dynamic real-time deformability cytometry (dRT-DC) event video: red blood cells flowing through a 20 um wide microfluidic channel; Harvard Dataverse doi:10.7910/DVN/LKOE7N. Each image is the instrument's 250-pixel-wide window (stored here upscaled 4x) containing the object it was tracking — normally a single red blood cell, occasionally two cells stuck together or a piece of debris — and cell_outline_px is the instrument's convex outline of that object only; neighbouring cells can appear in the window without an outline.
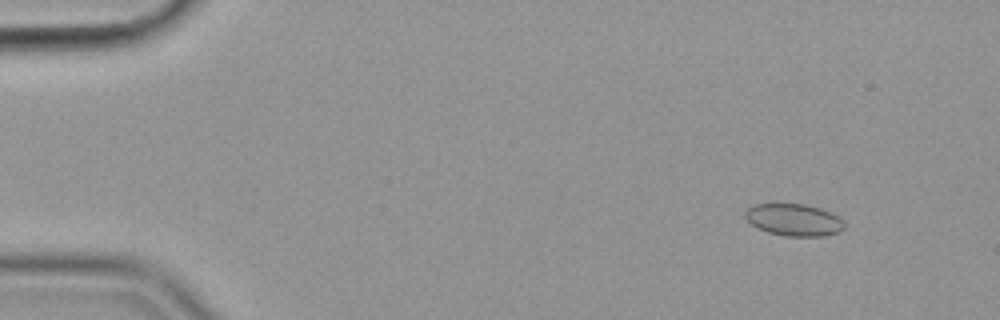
{"species": "common noctule bat (a hibernating species)", "species_latin": "Nyctalus noctula", "temperature_condition": "cold", "stored_images_in_passage": 57, "camera_frame_rate_fps": 3000, "um_per_image_px": 0.085, "animal": {"sex": "female", "body_mass_g": 19.9}, "frame": {"image": 1, "passage_image": 6, "time_ms": 1.667, "image_size_px": [1000, 320], "cell_outline_px": [[844, 228], [840, 232], [824, 236], [784, 236], [768, 232], [756, 228], [744, 216], [744, 212], [752, 204], [804, 204], [820, 208], [832, 212], [844, 220]], "centroid_in_image_um": [67.5, 18.69], "position_along_channel_um": 17.5, "area_um2": 18.73}}
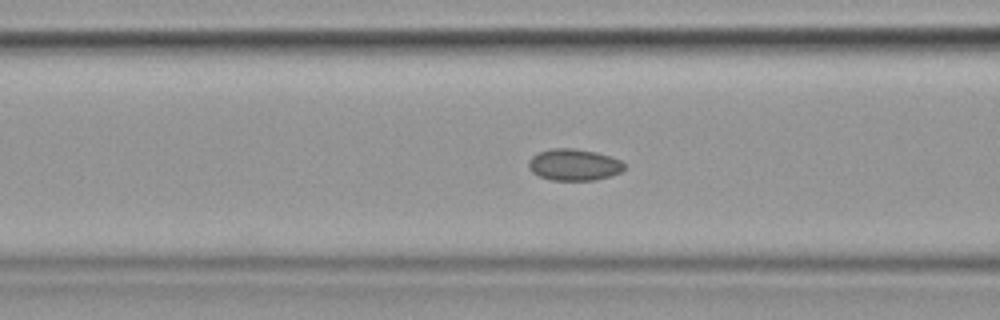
{"frame": {"image": 2, "passage_image": 23, "time_ms": 7.333, "image_size_px": [1000, 320], "cell_outline_px": [[624, 168], [620, 172], [612, 176], [596, 180], [552, 180], [540, 176], [532, 172], [528, 168], [528, 160], [532, 156], [540, 152], [552, 148], [572, 148], [596, 152], [620, 160], [624, 164]], "centroid_in_image_um": [48.77, 14.01], "position_along_channel_um": 117.8, "area_um2": 17.57}}
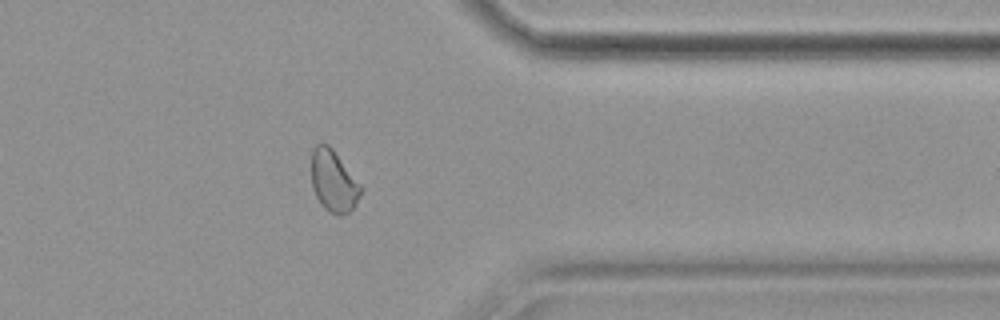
{"frame": {"image": 3, "passage_image": 46, "time_ms": 15.0, "image_size_px": [1000, 320], "cell_outline_px": [[364, 188], [356, 204], [348, 212], [340, 216], [336, 216], [328, 212], [320, 204], [312, 188], [312, 152], [316, 144], [328, 144], [332, 148]], "centroid_in_image_um": [28.36, 15.43], "position_along_channel_um": 383.0, "area_um2": 17.86}, "authors_computed_cell_mechanics": {"area_um2": 18.2648, "velocity_mm_per_s": 3.5787, "shape_relaxation_time_tau1_ms": null, "shape_relaxation_time_tau2_ms": 2.9116, "deformation_change_tau1": null, "deformation_change_tau2": 0.0592}}